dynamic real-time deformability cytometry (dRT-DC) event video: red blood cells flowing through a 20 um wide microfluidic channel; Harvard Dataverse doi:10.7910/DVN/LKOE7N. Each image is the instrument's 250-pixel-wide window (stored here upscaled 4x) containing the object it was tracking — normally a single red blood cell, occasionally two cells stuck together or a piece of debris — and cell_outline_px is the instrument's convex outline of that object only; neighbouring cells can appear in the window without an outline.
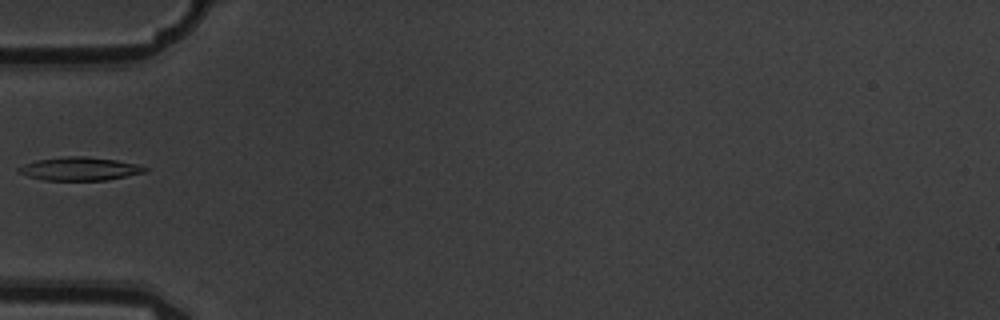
{"species": "common noctule bat (a hibernating species)", "species_latin": "Nyctalus noctula", "temperature_condition": "warm", "stored_images_in_passage": 6, "camera_frame_rate_fps": 3000, "um_per_image_px": 0.085, "animal": {"sex": "male", "body_mass_g": 19.5, "forearm_length_mm": 54.6}, "frame": {"image": 1, "passage_image": 6, "time_ms": 1.667, "image_size_px": [1000, 320], "cell_outline_px": [[148, 168], [144, 172], [108, 180], [44, 180], [28, 176], [16, 172], [16, 168], [24, 164], [36, 160], [68, 156], [84, 156], [116, 160], [136, 164]], "centroid_in_image_um": [6.72, 14.35], "position_along_channel_um": 78.3, "area_um2": 17.05}}